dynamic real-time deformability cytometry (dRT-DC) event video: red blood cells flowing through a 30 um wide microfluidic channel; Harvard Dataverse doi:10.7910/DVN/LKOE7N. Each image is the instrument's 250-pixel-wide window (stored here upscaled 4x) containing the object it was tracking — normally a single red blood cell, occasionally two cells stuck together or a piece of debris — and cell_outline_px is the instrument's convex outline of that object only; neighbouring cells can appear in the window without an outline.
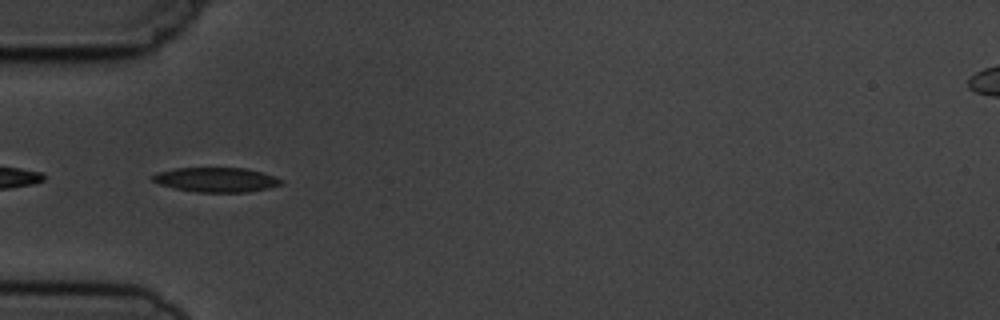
{"species": "common noctule bat (a hibernating species)", "species_latin": "Nyctalus noctula", "temperature_condition": "cold", "stored_images_in_passage": 8, "camera_frame_rate_fps": 3000, "um_per_image_px": 0.085, "animal": {"sex": "male", "body_mass_g": 19.5, "forearm_length_mm": 54.6}, "frame": {"image": 1, "passage_image": 3, "time_ms": 3.0, "image_size_px": [1000, 320], "cell_outline_px": [[284, 184], [268, 188], [248, 192], [196, 192], [176, 188], [160, 184], [152, 180], [148, 176], [156, 172], [176, 168], [248, 168], [276, 176], [284, 180]], "centroid_in_image_um": [18.4, 15.27], "position_along_channel_um": 66.6, "area_um2": 18.61}}
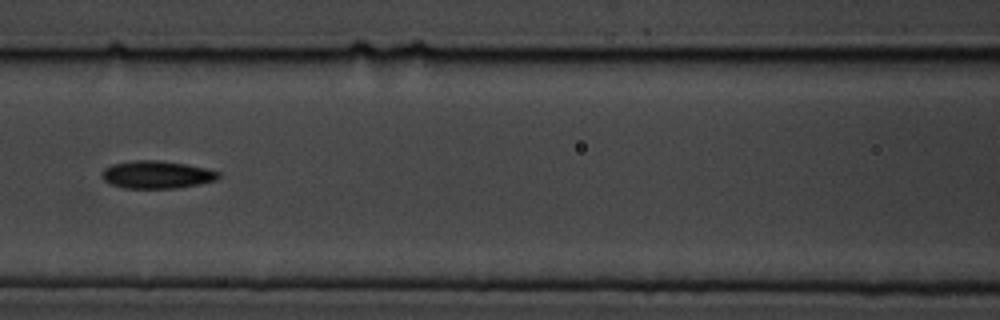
{"frame": {"image": 2, "passage_image": 5, "time_ms": 5.333, "image_size_px": [1000, 320], "cell_outline_px": [[220, 176], [216, 180], [200, 184], [176, 188], [124, 188], [108, 184], [100, 176], [100, 172], [104, 168], [112, 164], [136, 160], [156, 160], [184, 164], [204, 168], [220, 172]], "centroid_in_image_um": [13.27, 14.85], "position_along_channel_um": 153.3, "area_um2": 18.84}}
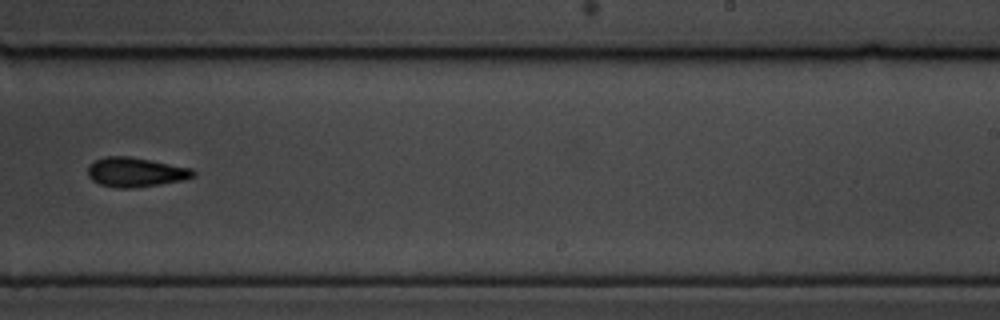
{"frame": {"image": 3, "passage_image": 8, "time_ms": 8.667, "image_size_px": [1000, 320], "cell_outline_px": [[196, 176], [184, 180], [132, 188], [116, 188], [100, 184], [92, 180], [88, 176], [88, 164], [104, 156], [128, 156], [192, 168], [196, 172]], "centroid_in_image_um": [11.52, 14.63], "position_along_channel_um": 277.5, "area_um2": 18.09}}